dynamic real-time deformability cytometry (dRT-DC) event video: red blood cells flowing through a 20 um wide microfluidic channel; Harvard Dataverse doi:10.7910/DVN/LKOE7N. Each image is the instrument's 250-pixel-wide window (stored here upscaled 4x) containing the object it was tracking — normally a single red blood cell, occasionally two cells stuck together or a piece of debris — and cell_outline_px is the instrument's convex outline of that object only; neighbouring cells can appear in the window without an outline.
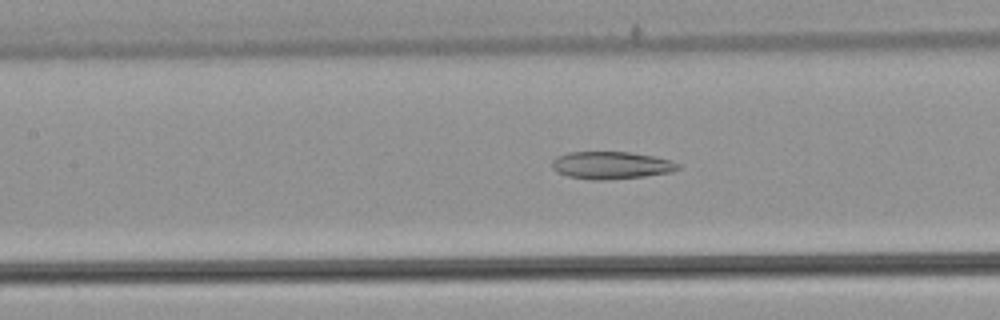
{"species": "common noctule bat (a hibernating species)", "species_latin": "Nyctalus noctula", "temperature_condition": "warm", "stored_images_in_passage": 55, "camera_frame_rate_fps": 3000, "um_per_image_px": 0.085, "animal": {"sex": "male", "body_mass_g": 21.5, "forearm_length_mm": 52.0}, "frame": {"image": 1, "passage_image": 25, "time_ms": 8.0, "image_size_px": [1000, 320], "cell_outline_px": [[680, 168], [672, 172], [644, 176], [604, 180], [592, 180], [568, 176], [556, 172], [552, 168], [552, 160], [556, 156], [568, 152], [628, 152], [652, 156], [672, 160], [680, 164]], "centroid_in_image_um": [51.94, 14.05], "position_along_channel_um": 155.5, "area_um2": 20.23}}
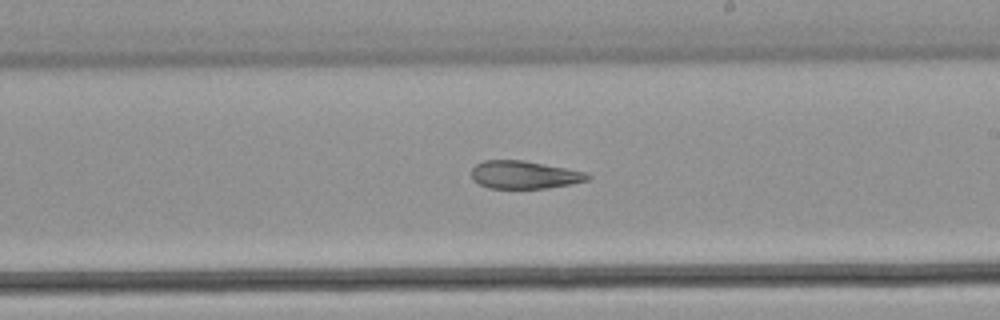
{"frame": {"image": 2, "passage_image": 32, "time_ms": 10.333, "image_size_px": [1000, 320], "cell_outline_px": [[592, 176], [588, 180], [572, 184], [548, 188], [488, 188], [472, 180], [472, 168], [476, 164], [484, 160], [524, 160], [588, 172]], "centroid_in_image_um": [44.59, 14.85], "position_along_channel_um": 244.4, "area_um2": 19.02}}
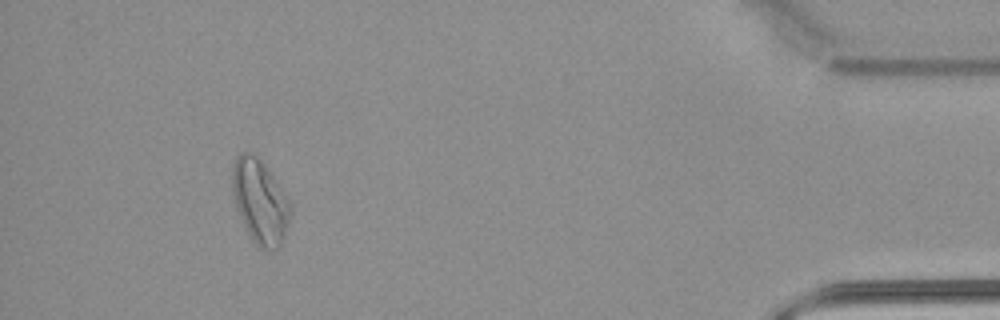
{"frame": {"image": 3, "passage_image": 50, "time_ms": 16.333, "image_size_px": [1000, 320], "cell_outline_px": [[292, 212], [284, 236], [280, 244], [276, 248], [264, 252], [252, 240], [240, 216], [236, 204], [232, 188], [232, 168], [236, 156], [240, 152], [252, 152], [264, 164], [292, 204]], "centroid_in_image_um": [22.11, 17.13], "position_along_channel_um": 413.1, "area_um2": 28.26}, "authors_computed_cell_mechanics": {"area_um2": 24.854, "velocity_mm_per_s": 3.8342, "shape_relaxation_time_tau1_ms": null, "shape_relaxation_time_tau2_ms": 6.2923, "deformation_change_tau1": null, "deformation_change_tau2": 0.1589}}